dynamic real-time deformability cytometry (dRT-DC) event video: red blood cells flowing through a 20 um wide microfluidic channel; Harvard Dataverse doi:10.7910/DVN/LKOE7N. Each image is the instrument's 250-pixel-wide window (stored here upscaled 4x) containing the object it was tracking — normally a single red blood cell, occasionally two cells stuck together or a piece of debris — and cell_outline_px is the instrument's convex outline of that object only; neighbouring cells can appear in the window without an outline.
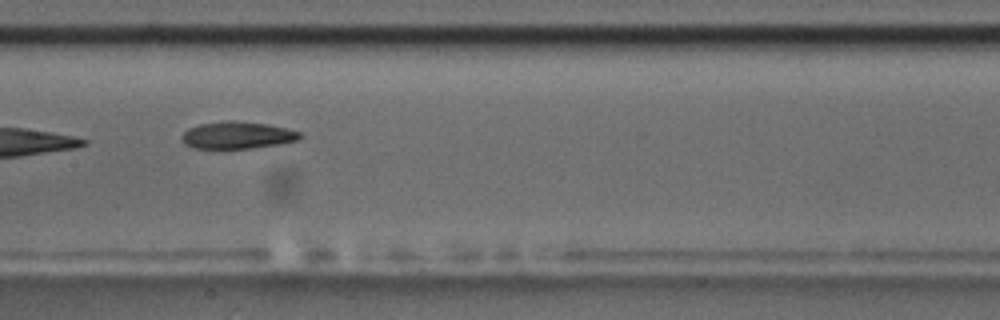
{"species": "common noctule bat (a hibernating species)", "species_latin": "Nyctalus noctula", "temperature_condition": "room temperature", "stored_images_in_passage": 14, "camera_frame_rate_fps": 3000, "um_per_image_px": 0.085, "animal": {"sex": "male", "body_mass_g": 17.5, "forearm_length_mm": 52.3}, "frame": {"image": 1, "passage_image": 7, "time_ms": 7.667, "image_size_px": [1000, 320], "cell_outline_px": [[304, 136], [296, 140], [280, 144], [252, 148], [192, 148], [184, 144], [180, 140], [180, 136], [188, 128], [200, 124], [228, 120], [236, 120], [268, 124], [288, 128], [300, 132]], "centroid_in_image_um": [20.16, 11.48], "position_along_channel_um": 187.2, "area_um2": 18.9}}
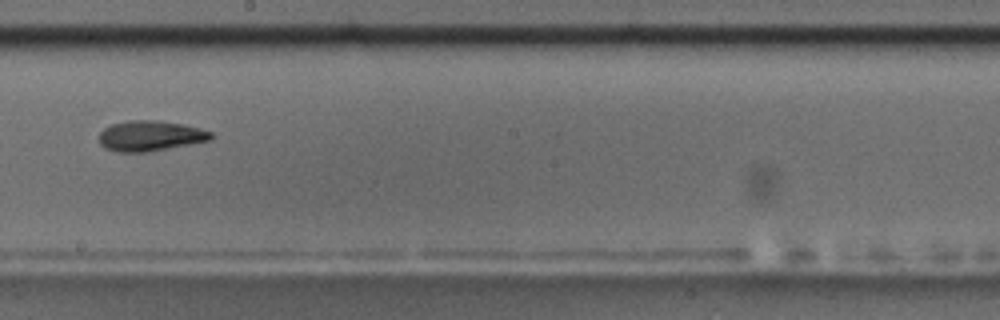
{"frame": {"image": 2, "passage_image": 8, "time_ms": 9.0, "image_size_px": [1000, 320], "cell_outline_px": [[212, 140], [148, 152], [116, 152], [104, 148], [100, 144], [100, 132], [104, 128], [112, 124], [128, 120], [156, 120], [184, 124], [200, 128], [212, 132]], "centroid_in_image_um": [12.77, 11.55], "position_along_channel_um": 235.4, "area_um2": 19.94}, "authors_computed_cell_mechanics": {"area_um2": 19.9699, "velocity_mm_per_s": 3.627, "shape_relaxation_time_tau1_ms": 4.6381, "shape_relaxation_time_tau2_ms": 5.8701, "deformation_change_tau1": 0.1524, "deformation_change_tau2": 0.1479}}